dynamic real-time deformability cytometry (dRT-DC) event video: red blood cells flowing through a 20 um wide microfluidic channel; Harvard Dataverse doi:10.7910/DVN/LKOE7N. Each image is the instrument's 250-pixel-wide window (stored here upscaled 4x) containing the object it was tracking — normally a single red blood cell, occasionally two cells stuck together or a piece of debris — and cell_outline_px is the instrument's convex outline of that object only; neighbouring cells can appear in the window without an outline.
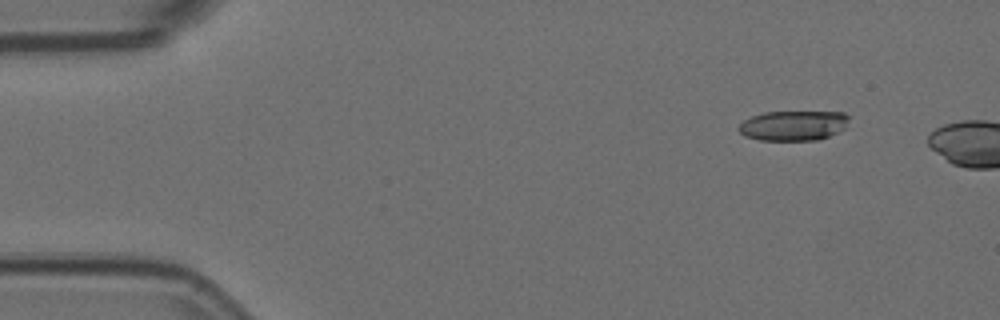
{"species": "Egyptian fruit bat (a non-hibernating species)", "species_latin": "Rousettus aegyptiacus", "temperature_condition": "room temperature", "stored_images_in_passage": 3, "camera_frame_rate_fps": 3000, "um_per_image_px": 0.085, "animal": {"sex": "female"}, "frame": {"image": 1, "passage_image": 2, "time_ms": 0.333, "image_size_px": [1000, 320], "cell_outline_px": [[848, 120], [844, 128], [828, 136], [816, 140], [760, 140], [744, 136], [736, 128], [744, 120], [752, 116], [764, 112], [844, 112], [848, 116]], "centroid_in_image_um": [67.39, 10.67], "position_along_channel_um": 17.6, "area_um2": 19.13}}